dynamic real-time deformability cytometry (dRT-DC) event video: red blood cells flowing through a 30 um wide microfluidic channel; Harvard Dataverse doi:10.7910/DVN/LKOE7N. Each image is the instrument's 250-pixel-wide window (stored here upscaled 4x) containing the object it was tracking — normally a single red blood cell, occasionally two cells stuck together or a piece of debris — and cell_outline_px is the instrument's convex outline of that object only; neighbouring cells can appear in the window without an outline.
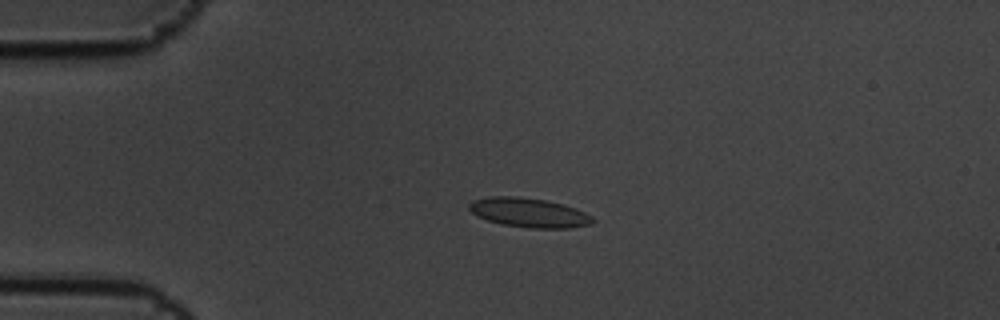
{"species": "common noctule bat (a hibernating species)", "species_latin": "Nyctalus noctula", "temperature_condition": "cold", "stored_images_in_passage": 5, "camera_frame_rate_fps": 3000, "um_per_image_px": 0.085, "animal": {"sex": "male", "body_mass_g": 19.5, "forearm_length_mm": 54.6}, "frame": {"image": 1, "passage_image": 4, "time_ms": 1.0, "image_size_px": [1000, 320], "cell_outline_px": [[596, 220], [592, 224], [572, 228], [528, 228], [504, 224], [488, 220], [476, 216], [468, 208], [468, 204], [472, 200], [488, 196], [520, 196], [544, 200], [564, 204], [576, 208], [592, 216]], "centroid_in_image_um": [44.97, 18.07], "position_along_channel_um": 40.0, "area_um2": 21.33}}